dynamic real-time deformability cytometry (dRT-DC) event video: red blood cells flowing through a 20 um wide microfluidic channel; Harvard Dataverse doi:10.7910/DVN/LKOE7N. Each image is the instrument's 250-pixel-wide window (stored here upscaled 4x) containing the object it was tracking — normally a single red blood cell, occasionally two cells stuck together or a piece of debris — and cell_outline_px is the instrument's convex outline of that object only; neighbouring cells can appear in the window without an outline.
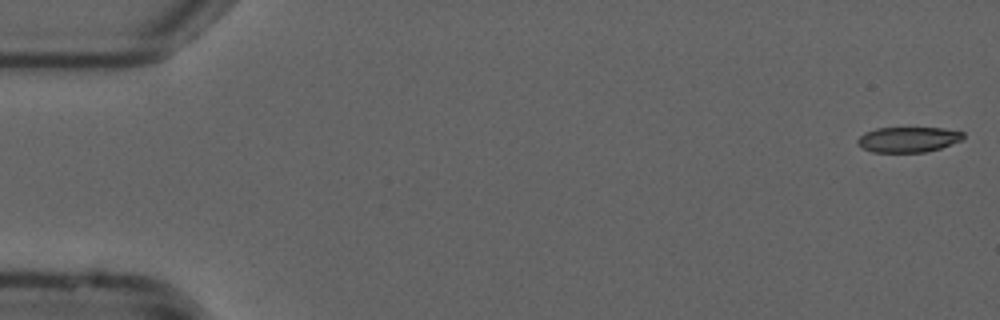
{"species": "common noctule bat (a hibernating species)", "species_latin": "Nyctalus noctula", "temperature_condition": "cold", "stored_images_in_passage": 54, "camera_frame_rate_fps": 3000, "um_per_image_px": 0.085, "animal": {"sex": "male", "forearm_length_mm": 52.5}, "frame": {"image": 1, "passage_image": 1, "time_ms": 0.0, "image_size_px": [1000, 320], "cell_outline_px": [[964, 140], [940, 148], [924, 152], [872, 152], [864, 148], [856, 140], [864, 132], [876, 128], [944, 128], [964, 132]], "centroid_in_image_um": [77.23, 11.85], "position_along_channel_um": 7.8, "area_um2": 15.61}}
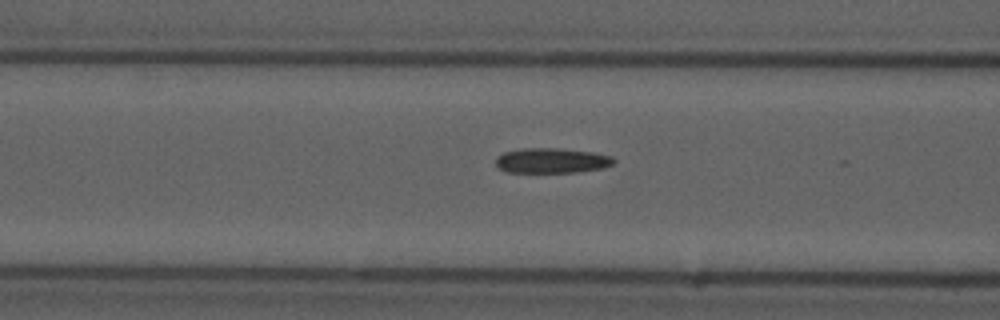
{"frame": {"image": 2, "passage_image": 21, "time_ms": 6.667, "image_size_px": [1000, 320], "cell_outline_px": [[616, 160], [612, 164], [604, 168], [580, 172], [504, 172], [496, 168], [496, 156], [504, 152], [524, 148], [556, 148], [592, 152], [612, 156]], "centroid_in_image_um": [46.87, 13.66], "position_along_channel_um": 119.7, "area_um2": 17.4}}
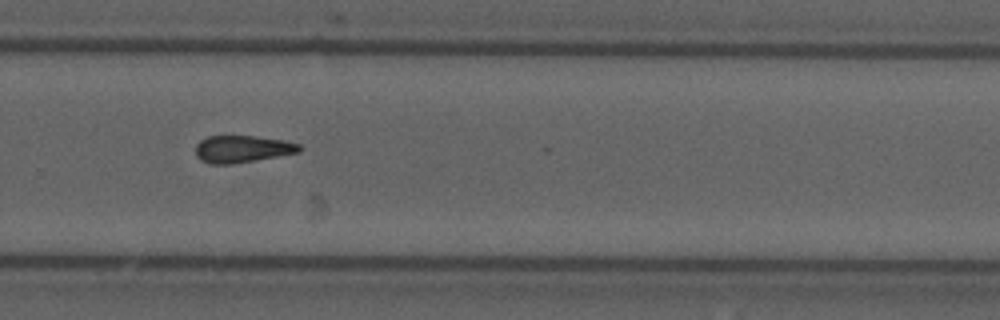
{"frame": {"image": 3, "passage_image": 36, "time_ms": 11.667, "image_size_px": [1000, 320], "cell_outline_px": [[300, 152], [280, 156], [232, 164], [208, 164], [200, 160], [196, 156], [196, 144], [200, 140], [208, 136], [256, 136], [280, 140], [300, 144]], "centroid_in_image_um": [20.55, 12.67], "position_along_channel_um": 309.2, "area_um2": 16.42}}